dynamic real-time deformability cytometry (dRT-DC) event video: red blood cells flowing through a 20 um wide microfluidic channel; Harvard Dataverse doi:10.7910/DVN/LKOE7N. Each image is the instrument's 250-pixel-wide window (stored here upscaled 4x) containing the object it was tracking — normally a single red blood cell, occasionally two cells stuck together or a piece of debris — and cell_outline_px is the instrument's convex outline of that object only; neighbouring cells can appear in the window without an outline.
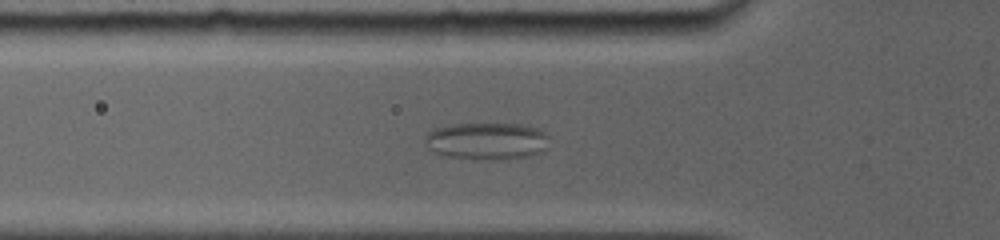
{"species": "common noctule bat (a hibernating species)", "species_latin": "Nyctalus noctula", "temperature_condition": "room temperature", "stored_images_in_passage": 40, "camera_frame_rate_fps": 5000, "um_per_image_px": 0.085, "animal": {"sex": "female", "body_mass_g": 19.0, "forearm_length_mm": 56.7}, "frame": {"image": 1, "passage_image": 13, "time_ms": 5.4, "image_size_px": [1000, 240], "cell_outline_px": [[548, 148], [532, 156], [508, 160], [488, 160], [448, 156], [432, 152], [424, 144], [424, 136], [428, 132], [436, 128], [452, 124], [520, 124], [536, 128], [544, 132], [548, 136]], "centroid_in_image_um": [41.38, 12.0], "position_along_channel_um": 84.4, "area_um2": 27.28}}
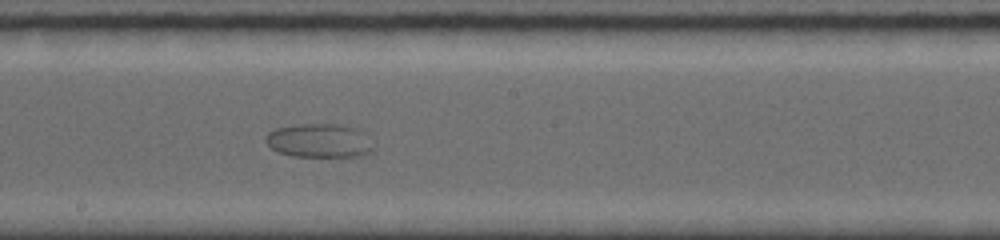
{"frame": {"image": 2, "passage_image": 23, "time_ms": 9.2, "image_size_px": [1000, 240], "cell_outline_px": [[376, 148], [364, 156], [292, 156], [280, 152], [272, 148], [264, 140], [264, 136], [268, 132], [276, 128], [300, 124], [340, 124], [360, 128], [368, 132]], "centroid_in_image_um": [27.24, 11.94], "position_along_channel_um": 221.0, "area_um2": 21.79}}
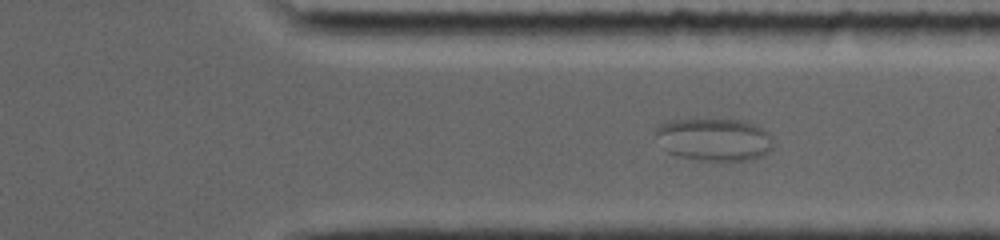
{"frame": {"image": 3, "passage_image": 33, "time_ms": 12.8, "image_size_px": [1000, 240], "cell_outline_px": [[772, 148], [768, 152], [752, 160], [700, 160], [680, 156], [668, 152], [664, 148], [656, 132], [656, 128], [660, 124], [668, 120], [740, 120], [752, 124], [768, 132], [772, 140]], "centroid_in_image_um": [60.71, 11.86], "position_along_channel_um": 350.7, "area_um2": 28.67}}